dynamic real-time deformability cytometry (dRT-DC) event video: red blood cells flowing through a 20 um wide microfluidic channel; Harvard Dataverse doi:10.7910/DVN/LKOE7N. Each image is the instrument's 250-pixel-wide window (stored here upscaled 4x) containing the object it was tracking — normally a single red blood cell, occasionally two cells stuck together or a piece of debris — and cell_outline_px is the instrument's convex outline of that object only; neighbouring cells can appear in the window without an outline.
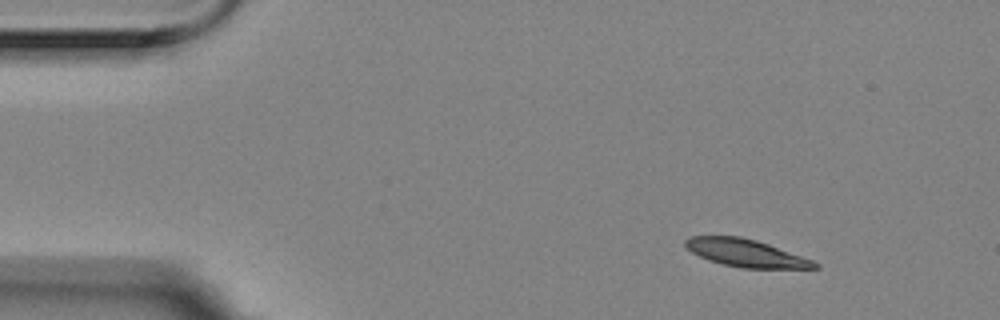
{"species": "Egyptian fruit bat (a non-hibernating species)", "species_latin": "Rousettus aegyptiacus", "temperature_condition": "room temperature", "stored_images_in_passage": 3, "camera_frame_rate_fps": 3000, "um_per_image_px": 0.085, "animal": {"sex": "female"}, "frame": {"image": 1, "passage_image": 1, "time_ms": 0.0, "image_size_px": [1000, 320], "cell_outline_px": [[820, 268], [744, 268], [724, 264], [708, 260], [692, 252], [684, 244], [684, 240], [688, 236], [740, 236], [756, 240], [768, 244], [812, 260], [820, 264]], "centroid_in_image_um": [63.38, 21.5], "position_along_channel_um": 21.6, "area_um2": 20.52}}